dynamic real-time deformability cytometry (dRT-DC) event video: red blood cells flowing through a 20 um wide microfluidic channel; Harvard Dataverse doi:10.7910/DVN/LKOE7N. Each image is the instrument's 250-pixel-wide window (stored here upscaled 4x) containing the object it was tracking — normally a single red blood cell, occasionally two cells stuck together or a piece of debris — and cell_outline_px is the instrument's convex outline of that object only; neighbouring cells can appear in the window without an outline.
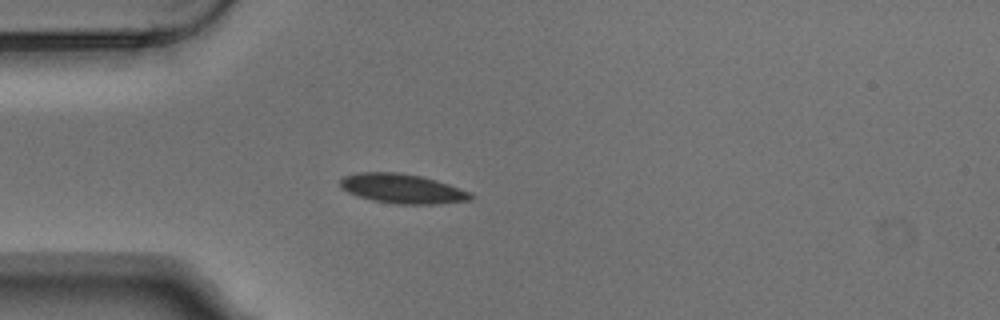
{"species": "Egyptian fruit bat (a non-hibernating species)", "species_latin": "Rousettus aegyptiacus", "temperature_condition": "warm", "stored_images_in_passage": 3, "camera_frame_rate_fps": 3000, "um_per_image_px": 0.085, "animal": {"sex": "male"}, "frame": {"image": 1, "passage_image": 3, "time_ms": 0.667, "image_size_px": [1000, 320], "cell_outline_px": [[476, 196], [472, 200], [436, 204], [396, 204], [372, 200], [356, 196], [340, 188], [340, 180], [344, 176], [356, 172], [400, 172], [420, 176], [436, 180], [472, 192]], "centroid_in_image_um": [34.21, 16.04], "position_along_channel_um": 50.8, "area_um2": 22.72}}